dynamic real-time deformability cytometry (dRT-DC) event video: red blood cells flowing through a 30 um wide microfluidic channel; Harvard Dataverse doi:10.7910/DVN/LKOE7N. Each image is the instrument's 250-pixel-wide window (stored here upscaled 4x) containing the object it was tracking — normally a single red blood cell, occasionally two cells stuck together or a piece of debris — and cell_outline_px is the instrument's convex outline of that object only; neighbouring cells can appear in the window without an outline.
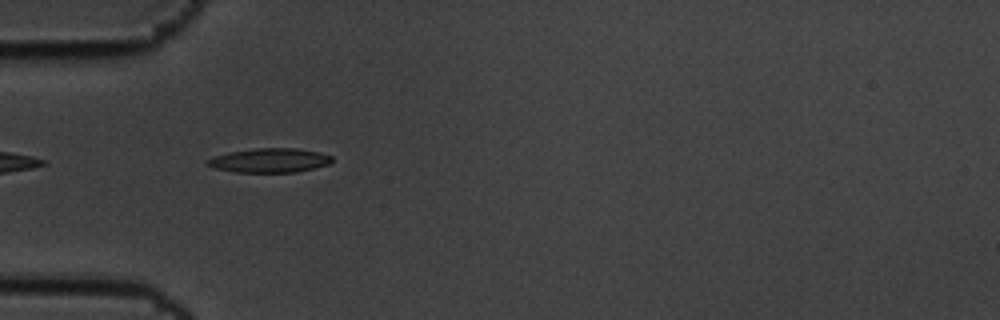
{"species": "common noctule bat (a hibernating species)", "species_latin": "Nyctalus noctula", "temperature_condition": "cold", "stored_images_in_passage": 6, "camera_frame_rate_fps": 3000, "um_per_image_px": 0.085, "animal": {"sex": "male", "body_mass_g": 19.5, "forearm_length_mm": 54.6}, "frame": {"image": 1, "passage_image": 6, "time_ms": 1.667, "image_size_px": [1000, 320], "cell_outline_px": [[332, 160], [328, 164], [296, 172], [236, 172], [212, 168], [204, 164], [204, 160], [228, 152], [256, 148], [296, 148], [320, 152], [332, 156]], "centroid_in_image_um": [22.86, 13.63], "position_along_channel_um": 62.1, "area_um2": 17.63}}